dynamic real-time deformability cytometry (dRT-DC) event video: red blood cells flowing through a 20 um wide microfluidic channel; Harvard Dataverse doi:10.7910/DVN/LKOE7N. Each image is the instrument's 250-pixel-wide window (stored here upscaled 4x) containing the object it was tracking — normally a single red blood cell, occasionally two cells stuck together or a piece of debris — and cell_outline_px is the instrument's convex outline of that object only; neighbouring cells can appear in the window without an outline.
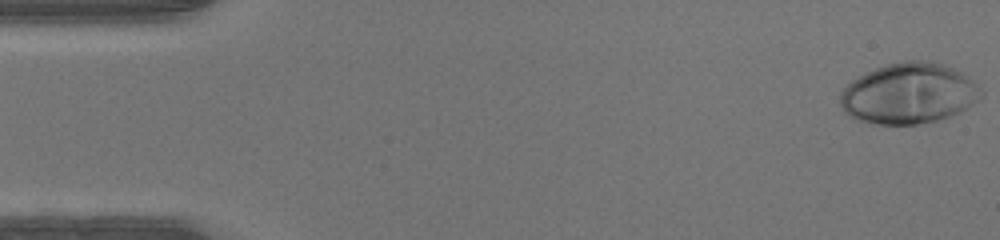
{"species": "human", "species_latin": "Homo sapiens", "temperature_condition": "warm", "stored_images_in_passage": 47, "camera_frame_rate_fps": 3000, "um_per_image_px": 0.085, "donor": {"sex": "male"}, "frame": {"image": 1, "passage_image": 1, "time_ms": 0.0, "image_size_px": [1000, 240], "cell_outline_px": [[984, 96], [980, 100], [960, 112], [952, 116], [936, 120], [916, 124], [876, 124], [856, 120], [848, 116], [844, 112], [840, 104], [840, 92], [852, 80], [876, 68], [888, 64], [904, 60], [932, 60], [944, 64], [968, 76], [984, 92]], "centroid_in_image_um": [77.27, 7.95], "position_along_channel_um": 7.7, "area_um2": 50.17}}
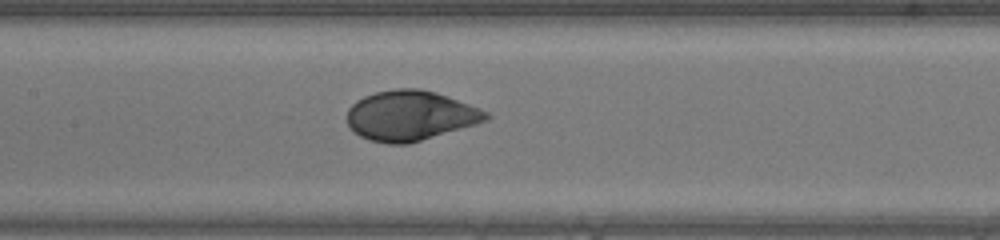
{"frame": {"image": 2, "passage_image": 22, "time_ms": 7.0, "image_size_px": [1000, 240], "cell_outline_px": [[492, 116], [488, 120], [476, 124], [408, 144], [388, 144], [368, 140], [360, 136], [348, 124], [348, 108], [356, 100], [364, 96], [376, 92], [396, 88], [420, 88], [436, 92], [480, 108], [488, 112]], "centroid_in_image_um": [34.89, 9.82], "position_along_channel_um": 172.5, "area_um2": 40.46}}
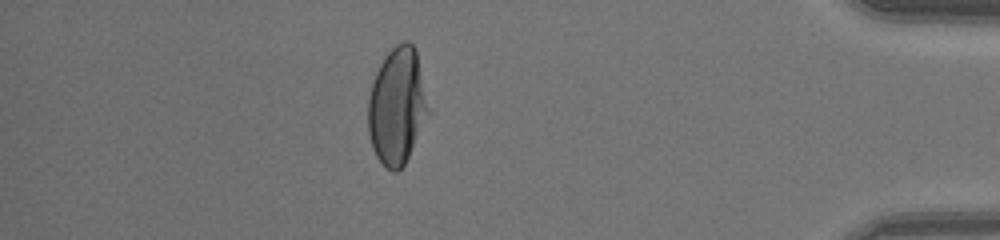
{"frame": {"image": 3, "passage_image": 41, "time_ms": 13.333, "image_size_px": [1000, 240], "cell_outline_px": [[428, 112], [408, 156], [404, 164], [396, 172], [392, 172], [376, 156], [372, 148], [368, 132], [368, 96], [376, 72], [384, 56], [396, 44], [404, 40], [408, 40], [416, 48], [428, 108]], "centroid_in_image_um": [33.71, 8.98], "position_along_channel_um": 401.5, "area_um2": 40.29}}